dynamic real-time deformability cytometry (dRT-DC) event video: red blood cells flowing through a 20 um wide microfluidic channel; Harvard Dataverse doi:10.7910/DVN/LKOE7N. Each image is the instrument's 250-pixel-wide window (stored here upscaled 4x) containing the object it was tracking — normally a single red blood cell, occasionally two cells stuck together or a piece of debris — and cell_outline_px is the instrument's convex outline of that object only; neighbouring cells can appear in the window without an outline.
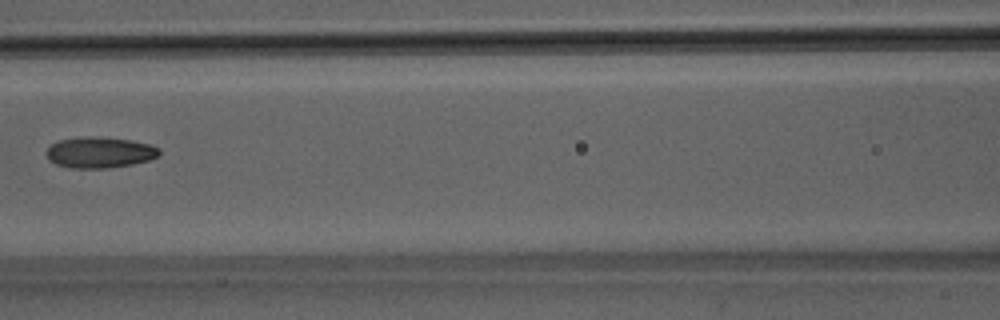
{"species": "Egyptian fruit bat (a non-hibernating species)", "species_latin": "Rousettus aegyptiacus", "temperature_condition": "room temperature", "stored_images_in_passage": 7, "camera_frame_rate_fps": 3000, "um_per_image_px": 0.085, "animal": {"sex": "male"}, "frame": {"image": 1, "passage_image": 6, "time_ms": 1.667, "image_size_px": [1000, 320], "cell_outline_px": [[160, 156], [148, 160], [132, 164], [108, 168], [68, 168], [56, 164], [48, 160], [44, 152], [52, 144], [60, 140], [128, 140], [152, 144], [160, 148]], "centroid_in_image_um": [8.5, 13.03], "position_along_channel_um": 158.1, "area_um2": 19.42}}